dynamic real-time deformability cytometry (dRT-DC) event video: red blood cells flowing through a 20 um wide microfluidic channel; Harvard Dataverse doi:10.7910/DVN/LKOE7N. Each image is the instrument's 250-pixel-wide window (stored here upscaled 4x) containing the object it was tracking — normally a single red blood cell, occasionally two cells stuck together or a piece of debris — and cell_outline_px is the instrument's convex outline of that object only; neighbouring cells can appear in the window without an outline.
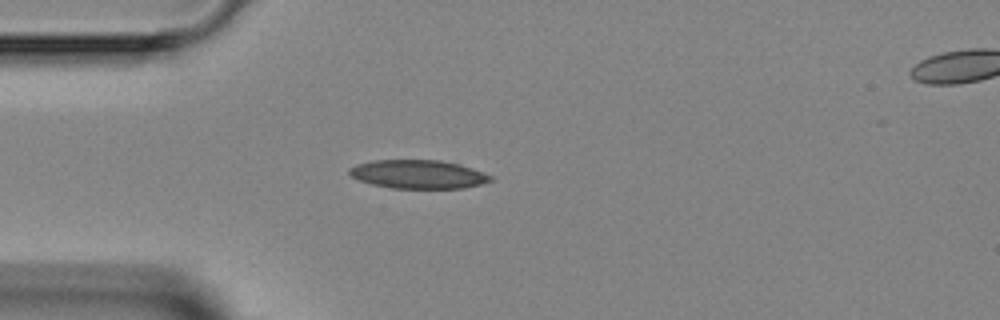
{"species": "Egyptian fruit bat (a non-hibernating species)", "species_latin": "Rousettus aegyptiacus", "temperature_condition": "room temperature", "stored_images_in_passage": 3, "segment_of_instrument_passage": [1, 2], "camera_frame_rate_fps": 3000, "um_per_image_px": 0.085, "animal": {"sex": "female"}, "frame": {"image": 1, "passage_image": 2, "time_ms": 1.0, "image_size_px": [1000, 320], "cell_outline_px": [[492, 180], [480, 184], [464, 188], [392, 188], [372, 184], [360, 180], [352, 176], [348, 172], [348, 168], [356, 164], [372, 160], [440, 160], [460, 164], [472, 168], [492, 176]], "centroid_in_image_um": [35.53, 14.8], "position_along_channel_um": 49.5, "area_um2": 23.47}}